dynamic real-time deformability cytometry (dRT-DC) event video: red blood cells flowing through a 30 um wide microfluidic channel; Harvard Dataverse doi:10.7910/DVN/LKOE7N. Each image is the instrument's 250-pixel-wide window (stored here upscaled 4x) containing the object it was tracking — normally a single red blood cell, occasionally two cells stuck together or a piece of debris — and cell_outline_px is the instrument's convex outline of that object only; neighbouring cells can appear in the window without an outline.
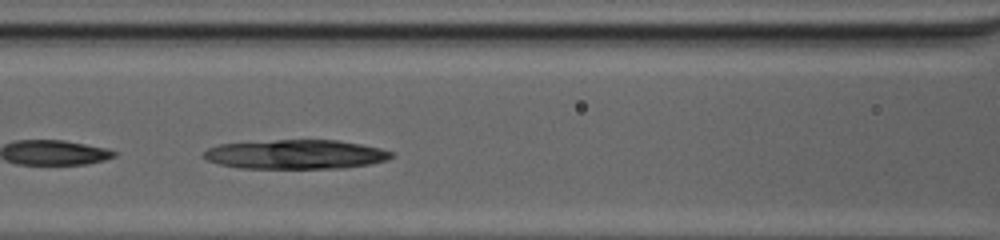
{"species": "common noctule bat (a hibernating species)", "species_latin": "Nyctalus noctula", "temperature_condition": "cold", "stored_images_in_passage": 11, "camera_frame_rate_fps": 3000, "um_per_image_px": 0.085, "animal": {"sex": "female", "body_mass_g": 20.0, "forearm_length_mm": 54.0}, "frame": {"image": 1, "passage_image": 8, "time_ms": 2.333, "image_size_px": [1000, 240], "cell_outline_px": [[392, 156], [384, 160], [368, 164], [340, 168], [240, 168], [220, 164], [208, 160], [200, 156], [208, 148], [220, 144], [276, 140], [336, 140], [360, 144], [380, 148], [392, 152]], "centroid_in_image_um": [25.09, 13.12], "position_along_channel_um": 141.5, "area_um2": 31.67}}